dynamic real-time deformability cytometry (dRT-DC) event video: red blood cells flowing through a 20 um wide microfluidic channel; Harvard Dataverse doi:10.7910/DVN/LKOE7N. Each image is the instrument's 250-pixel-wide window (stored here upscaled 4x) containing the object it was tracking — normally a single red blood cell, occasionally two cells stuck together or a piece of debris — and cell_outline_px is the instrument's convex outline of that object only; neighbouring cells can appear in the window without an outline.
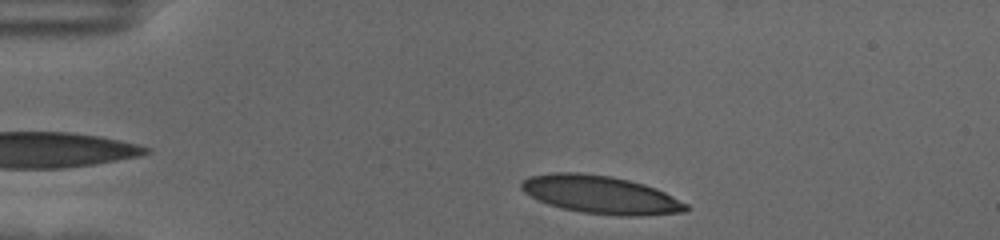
{"species": "human", "species_latin": "Homo sapiens", "temperature_condition": "cold", "stored_images_in_passage": 39, "camera_frame_rate_fps": 3000, "um_per_image_px": 0.085, "donor": {"sex": "female"}, "frame": {"image": 1, "passage_image": 2, "time_ms": 0.333, "image_size_px": [1000, 240], "cell_outline_px": [[688, 208], [684, 212], [640, 216], [620, 216], [580, 212], [560, 208], [548, 204], [524, 192], [520, 188], [520, 180], [528, 176], [552, 172], [580, 172], [612, 176], [644, 184], [656, 188], [688, 204]], "centroid_in_image_um": [51.02, 16.54], "position_along_channel_um": 34.0, "area_um2": 36.65}}
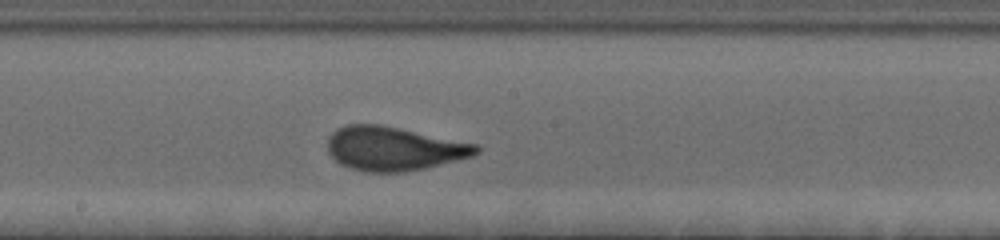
{"frame": {"image": 2, "passage_image": 22, "time_ms": 7.0, "image_size_px": [1000, 240], "cell_outline_px": [[480, 152], [472, 156], [424, 168], [404, 172], [364, 172], [348, 168], [340, 164], [328, 152], [328, 136], [336, 128], [348, 124], [380, 124], [476, 144], [480, 148]], "centroid_in_image_um": [33.42, 12.63], "position_along_channel_um": 214.8, "area_um2": 37.92}}
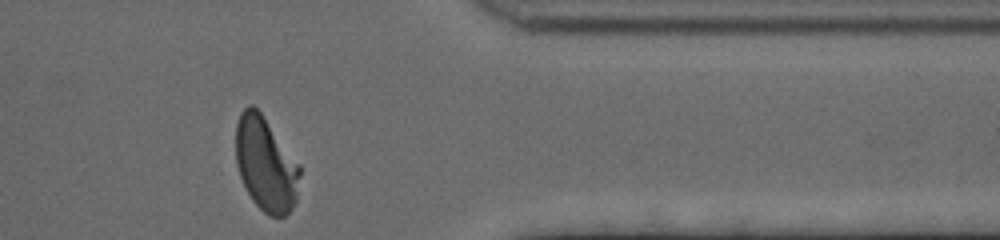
{"frame": {"image": 3, "passage_image": 38, "time_ms": 12.333, "image_size_px": [1000, 240], "cell_outline_px": [[300, 176], [296, 200], [292, 208], [284, 216], [268, 216], [252, 200], [240, 176], [236, 164], [236, 124], [240, 112], [248, 104], [252, 104], [260, 112], [300, 164]], "centroid_in_image_um": [22.58, 13.94], "position_along_channel_um": 388.8, "area_um2": 35.03}, "authors_computed_cell_mechanics": {"area_um2": 36.414, "velocity_mm_per_s": 3.5099, "shape_relaxation_time_tau1_ms": 4.6084, "shape_relaxation_time_tau2_ms": null, "deformation_change_tau1": 0.197, "deformation_change_tau2": null}}